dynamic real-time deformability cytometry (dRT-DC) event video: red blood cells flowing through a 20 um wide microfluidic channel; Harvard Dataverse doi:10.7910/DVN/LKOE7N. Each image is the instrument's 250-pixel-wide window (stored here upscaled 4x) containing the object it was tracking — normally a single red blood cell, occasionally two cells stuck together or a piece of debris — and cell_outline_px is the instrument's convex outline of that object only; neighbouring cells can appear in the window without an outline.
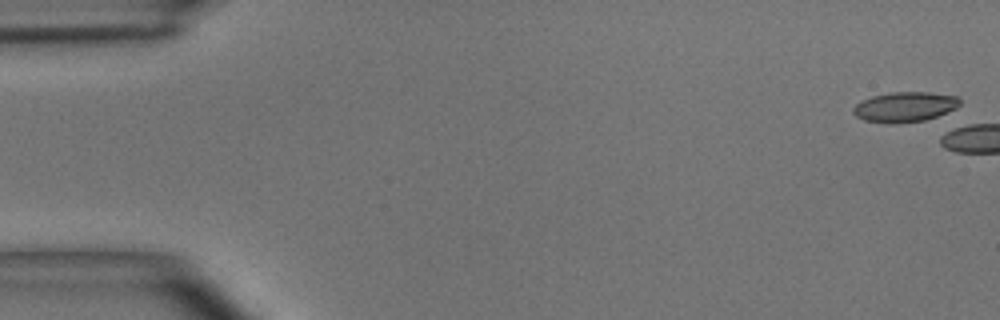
{"species": "common noctule bat (a hibernating species)", "species_latin": "Nyctalus noctula", "temperature_condition": "room temperature", "stored_images_in_passage": 4, "camera_frame_rate_fps": 3000, "um_per_image_px": 0.085, "animal": {"sex": "male", "body_mass_g": 15.6}, "frame": {"image": 1, "passage_image": 1, "time_ms": 0.0, "image_size_px": [1000, 320], "cell_outline_px": [[960, 104], [956, 108], [936, 116], [924, 120], [892, 124], [888, 124], [864, 120], [856, 116], [852, 112], [852, 108], [860, 100], [872, 96], [892, 92], [928, 92], [956, 96], [960, 100]], "centroid_in_image_um": [76.86, 9.08], "position_along_channel_um": 8.1, "area_um2": 18.67}}